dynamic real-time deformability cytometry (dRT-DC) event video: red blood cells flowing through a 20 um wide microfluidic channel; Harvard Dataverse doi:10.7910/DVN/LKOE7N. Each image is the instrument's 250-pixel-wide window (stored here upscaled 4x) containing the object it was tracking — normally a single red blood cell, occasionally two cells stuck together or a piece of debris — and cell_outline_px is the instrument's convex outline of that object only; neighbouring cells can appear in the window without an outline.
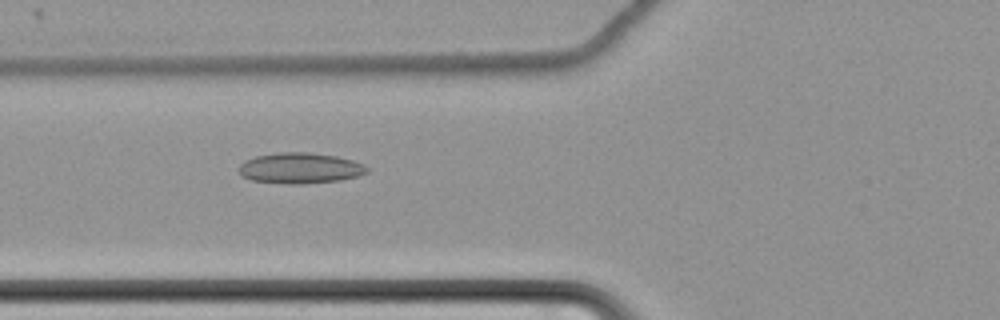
{"species": "common noctule bat (a hibernating species)", "species_latin": "Nyctalus noctula", "temperature_condition": "cold", "stored_images_in_passage": 62, "camera_frame_rate_fps": 3000, "um_per_image_px": 0.085, "animal": {"sex": "female", "body_mass_g": 22.7, "forearm_length_mm": 54.2}, "frame": {"image": 1, "passage_image": 26, "time_ms": 8.333, "image_size_px": [1000, 320], "cell_outline_px": [[368, 172], [360, 176], [340, 180], [304, 184], [288, 184], [252, 180], [244, 176], [240, 172], [240, 164], [244, 160], [256, 156], [280, 152], [308, 152], [336, 156], [352, 160], [364, 164], [368, 168]], "centroid_in_image_um": [25.55, 14.29], "position_along_channel_um": 100.3, "area_um2": 22.95}}
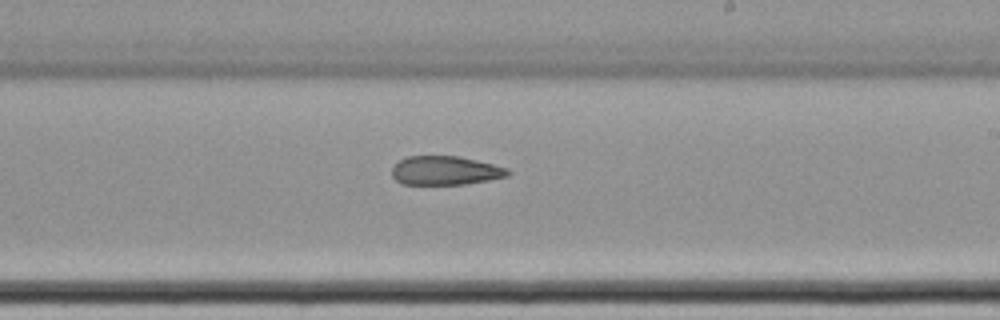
{"frame": {"image": 2, "passage_image": 39, "time_ms": 12.667, "image_size_px": [1000, 320], "cell_outline_px": [[512, 172], [508, 176], [488, 180], [464, 184], [400, 184], [392, 176], [392, 168], [400, 160], [408, 156], [460, 156], [508, 168]], "centroid_in_image_um": [37.86, 14.5], "position_along_channel_um": 251.1, "area_um2": 19.48}}
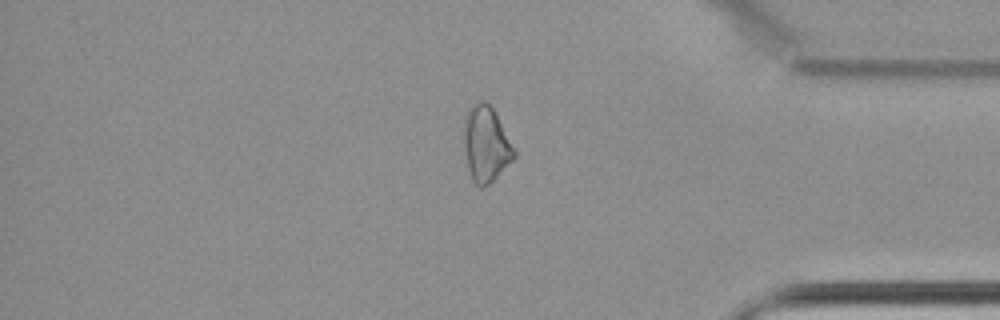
{"frame": {"image": 3, "passage_image": 53, "time_ms": 17.333, "image_size_px": [1000, 320], "cell_outline_px": [[516, 156], [484, 188], [480, 188], [472, 180], [468, 168], [464, 148], [464, 112], [476, 100], [484, 100], [492, 108], [516, 152]], "centroid_in_image_um": [41.26, 12.22], "position_along_channel_um": 393.9, "area_um2": 21.91}}